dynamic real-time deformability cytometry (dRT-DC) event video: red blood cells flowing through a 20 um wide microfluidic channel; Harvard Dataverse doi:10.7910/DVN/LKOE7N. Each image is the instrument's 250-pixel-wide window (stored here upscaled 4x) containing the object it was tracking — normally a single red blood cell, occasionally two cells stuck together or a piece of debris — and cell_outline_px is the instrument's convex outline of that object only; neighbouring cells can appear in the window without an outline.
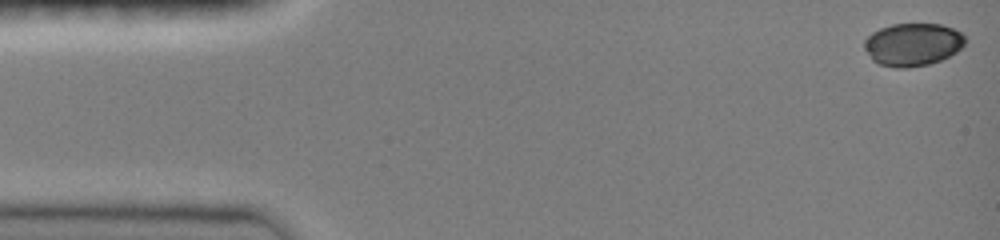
{"species": "common noctule bat (a hibernating species)", "species_latin": "Nyctalus noctula", "temperature_condition": "room temperature", "stored_images_in_passage": 43, "camera_frame_rate_fps": 3000, "um_per_image_px": 0.085, "animal": {"sex": "female", "body_mass_g": 19.0, "forearm_length_mm": 51.5}, "frame": {"image": 1, "passage_image": 1, "time_ms": 0.0, "image_size_px": [1000, 240], "cell_outline_px": [[964, 44], [956, 52], [940, 60], [928, 64], [904, 68], [896, 68], [880, 64], [872, 60], [864, 48], [864, 40], [872, 32], [880, 28], [892, 24], [940, 24], [952, 28], [960, 32], [964, 36]], "centroid_in_image_um": [77.55, 3.78], "position_along_channel_um": 7.4, "area_um2": 24.97}}
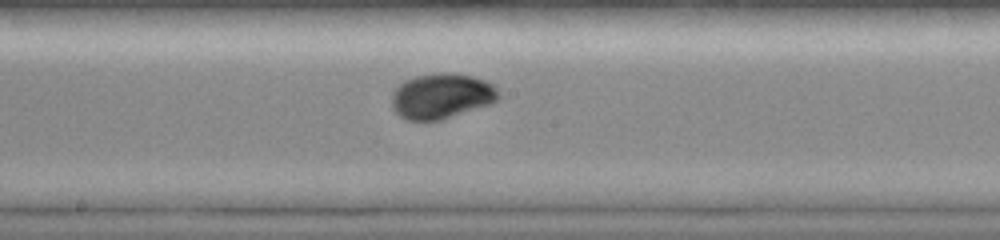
{"frame": {"image": 2, "passage_image": 25, "time_ms": 8.0, "image_size_px": [1000, 240], "cell_outline_px": [[500, 96], [496, 100], [488, 104], [440, 120], [408, 120], [400, 116], [392, 108], [392, 92], [404, 80], [416, 76], [436, 72], [452, 72], [472, 76], [484, 80], [492, 84], [496, 88]], "centroid_in_image_um": [37.5, 8.14], "position_along_channel_um": 210.7, "area_um2": 28.03}}
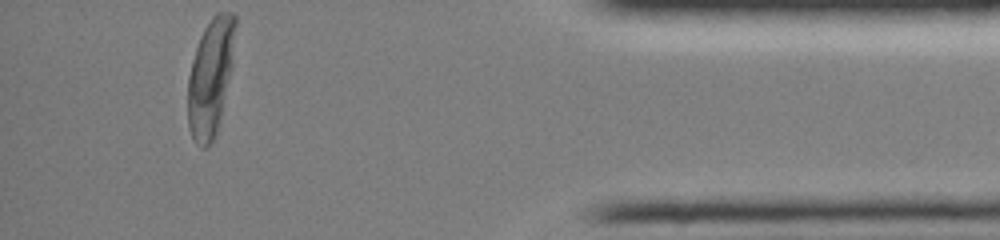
{"frame": {"image": 3, "passage_image": 43, "time_ms": 14.0, "image_size_px": [1000, 240], "cell_outline_px": [[236, 24], [232, 68], [220, 120], [216, 132], [208, 148], [200, 148], [196, 144], [188, 128], [188, 76], [192, 60], [200, 36], [204, 28], [212, 16], [216, 12], [232, 12], [236, 16]], "centroid_in_image_um": [17.9, 6.55], "position_along_channel_um": 417.3, "area_um2": 32.71}, "authors_computed_cell_mechanics": {"area_um2": 27.6284, "velocity_mm_per_s": 4.0554, "shape_relaxation_time_tau1_ms": 3.1005, "shape_relaxation_time_tau2_ms": 1.5926, "deformation_change_tau1": 0.1294, "deformation_change_tau2": 0.0329}}